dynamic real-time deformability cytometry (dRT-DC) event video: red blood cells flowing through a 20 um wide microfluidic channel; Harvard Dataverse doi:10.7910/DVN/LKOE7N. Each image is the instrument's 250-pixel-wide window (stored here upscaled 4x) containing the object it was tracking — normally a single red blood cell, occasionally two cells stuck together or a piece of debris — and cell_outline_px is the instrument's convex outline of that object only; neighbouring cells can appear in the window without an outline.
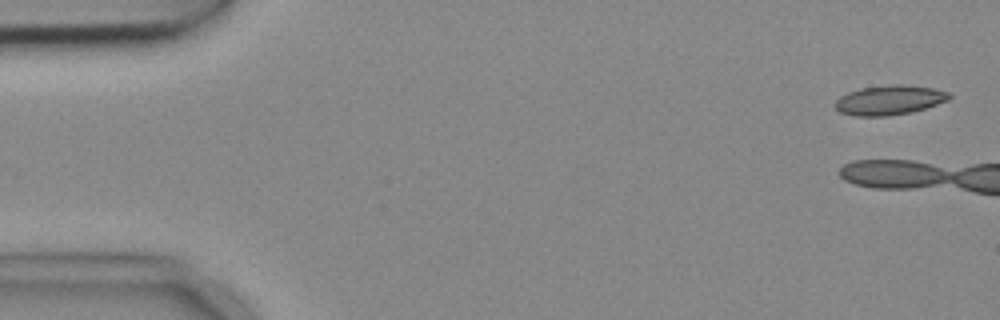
{"species": "common noctule bat (a hibernating species)", "species_latin": "Nyctalus noctula", "temperature_condition": "cold", "stored_images_in_passage": 4, "camera_frame_rate_fps": 3000, "um_per_image_px": 0.085, "animal": {"sex": "female", "body_mass_g": 18.4}, "frame": {"image": 1, "passage_image": 1, "time_ms": 0.0, "image_size_px": [1000, 320], "cell_outline_px": [[952, 96], [948, 100], [912, 112], [888, 116], [856, 116], [840, 112], [832, 104], [840, 96], [848, 92], [860, 88], [892, 84], [904, 84], [932, 88], [948, 92]], "centroid_in_image_um": [75.57, 8.5], "position_along_channel_um": 9.4, "area_um2": 19.71}}